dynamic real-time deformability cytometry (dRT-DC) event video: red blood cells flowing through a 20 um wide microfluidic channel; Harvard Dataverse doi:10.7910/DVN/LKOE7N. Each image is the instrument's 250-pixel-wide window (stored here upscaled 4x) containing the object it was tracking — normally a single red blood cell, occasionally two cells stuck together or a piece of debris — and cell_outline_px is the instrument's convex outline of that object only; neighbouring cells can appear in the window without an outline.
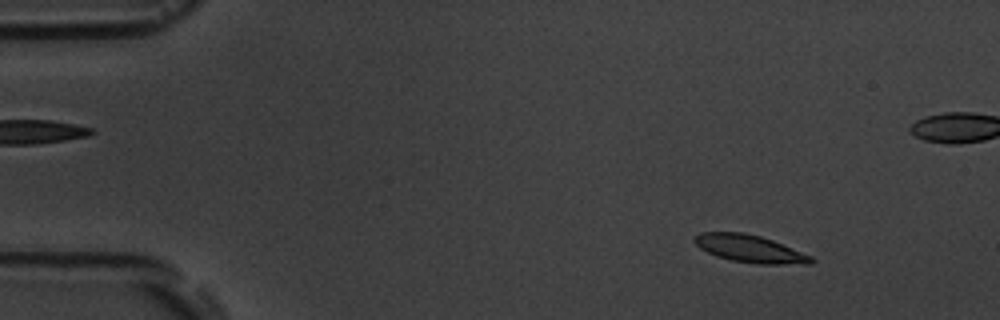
{"species": "common noctule bat (a hibernating species)", "species_latin": "Nyctalus noctula", "temperature_condition": "room temperature", "stored_images_in_passage": 6, "segment_of_instrument_passage": [1, 2], "camera_frame_rate_fps": 3000, "um_per_image_px": 0.085, "animal": {"sex": "male", "body_mass_g": 19.5, "forearm_length_mm": 54.6}, "frame": {"image": 1, "passage_image": 1, "time_ms": 0.0, "image_size_px": [1000, 320], "cell_outline_px": [[816, 260], [812, 264], [756, 264], [732, 260], [716, 256], [700, 248], [692, 240], [700, 232], [744, 232], [760, 236], [772, 240], [812, 256]], "centroid_in_image_um": [63.75, 21.14], "position_along_channel_um": 21.2, "area_um2": 18.67}}
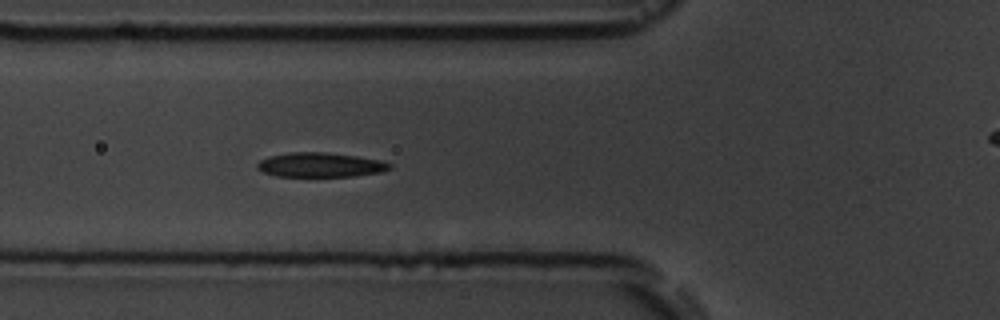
{"frame": {"image": 2, "passage_image": 5, "time_ms": 4.667, "image_size_px": [1000, 320], "cell_outline_px": [[392, 168], [384, 172], [352, 176], [276, 176], [264, 172], [256, 168], [256, 164], [260, 160], [268, 156], [288, 152], [328, 152], [356, 156], [380, 160], [392, 164]], "centroid_in_image_um": [27.23, 14.01], "position_along_channel_um": 98.6, "area_um2": 19.02}}